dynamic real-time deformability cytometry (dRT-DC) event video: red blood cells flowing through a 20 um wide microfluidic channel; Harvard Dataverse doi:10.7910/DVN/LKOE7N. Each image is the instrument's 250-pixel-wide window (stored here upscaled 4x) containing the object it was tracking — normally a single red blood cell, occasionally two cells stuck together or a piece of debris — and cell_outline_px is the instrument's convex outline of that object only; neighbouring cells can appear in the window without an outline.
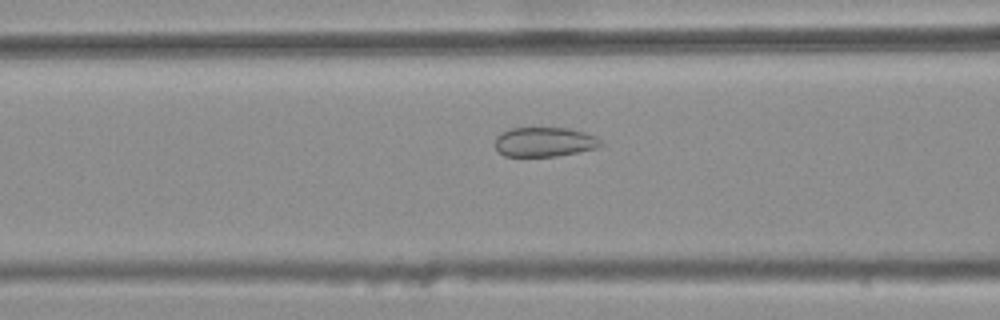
{"species": "common noctule bat (a hibernating species)", "species_latin": "Nyctalus noctula", "temperature_condition": "warm", "stored_images_in_passage": 49, "camera_frame_rate_fps": 3000, "um_per_image_px": 0.085, "animal": {"sex": "female", "body_mass_g": 25.1}, "frame": {"image": 1, "passage_image": 21, "time_ms": 6.667, "image_size_px": [1000, 320], "cell_outline_px": [[604, 144], [596, 148], [556, 156], [504, 156], [496, 152], [496, 136], [500, 132], [512, 128], [568, 128], [584, 132], [596, 136]], "centroid_in_image_um": [46.25, 12.06], "position_along_channel_um": 120.3, "area_um2": 18.21}}
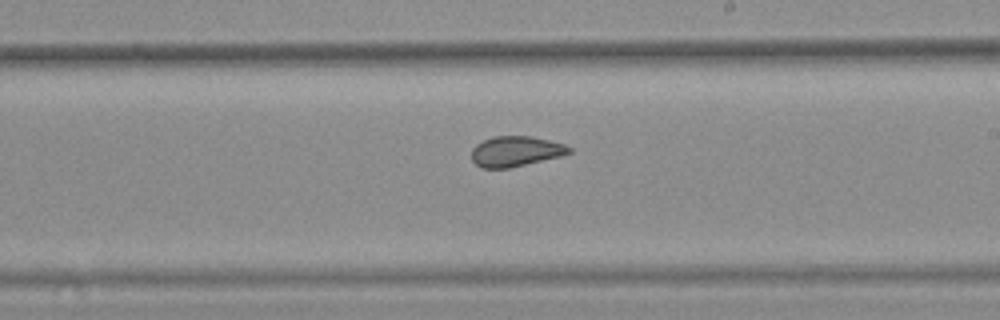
{"frame": {"image": 2, "passage_image": 31, "time_ms": 10.0, "image_size_px": [1000, 320], "cell_outline_px": [[572, 152], [560, 156], [508, 168], [480, 168], [472, 160], [472, 148], [476, 144], [492, 136], [532, 136], [564, 144], [572, 148]], "centroid_in_image_um": [43.81, 12.86], "position_along_channel_um": 245.2, "area_um2": 17.17}}
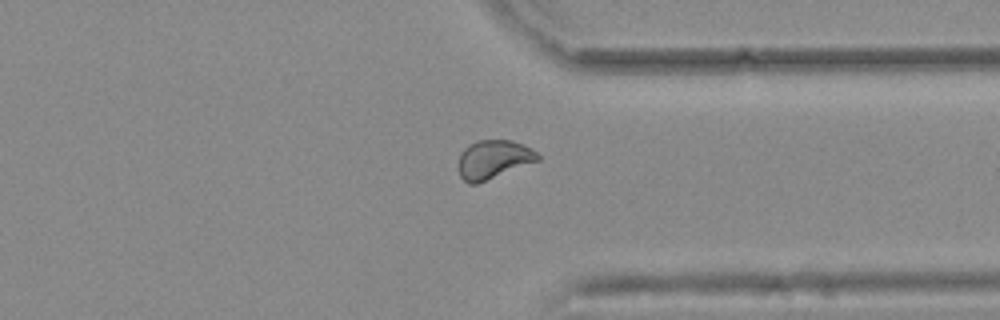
{"frame": {"image": 3, "passage_image": 41, "time_ms": 13.333, "image_size_px": [1000, 320], "cell_outline_px": [[540, 160], [476, 184], [468, 184], [460, 176], [460, 152], [468, 144], [476, 140], [512, 140], [524, 144], [532, 148], [540, 156]], "centroid_in_image_um": [41.96, 13.53], "position_along_channel_um": 369.4, "area_um2": 17.86}, "authors_computed_cell_mechanics": {"area_um2": 18.496, "velocity_mm_per_s": 3.7546, "shape_relaxation_time_tau1_ms": null, "shape_relaxation_time_tau2_ms": 0.9035, "deformation_change_tau1": null, "deformation_change_tau2": 0.0668}}